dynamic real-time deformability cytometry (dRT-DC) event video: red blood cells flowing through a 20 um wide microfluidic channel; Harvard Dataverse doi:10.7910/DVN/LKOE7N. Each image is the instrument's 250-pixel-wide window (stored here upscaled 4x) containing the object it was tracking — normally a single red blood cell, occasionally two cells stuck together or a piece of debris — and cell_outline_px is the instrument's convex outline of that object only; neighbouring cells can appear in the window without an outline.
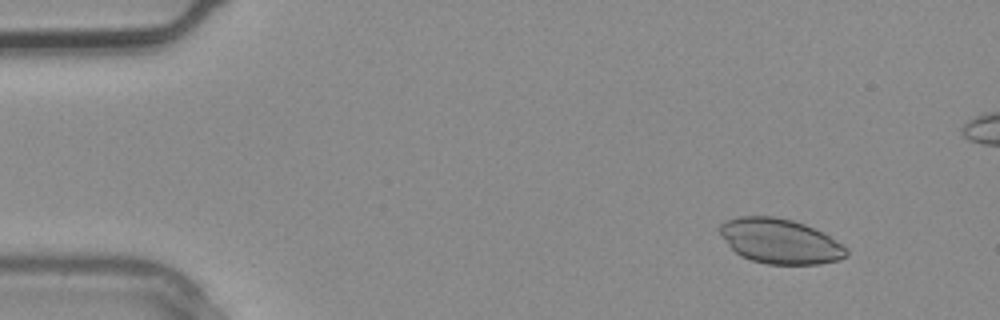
{"species": "common noctule bat (a hibernating species)", "species_latin": "Nyctalus noctula", "temperature_condition": "warm", "stored_images_in_passage": 3, "camera_frame_rate_fps": 3000, "um_per_image_px": 0.085, "animal": {"sex": "male", "body_mass_g": 20.4}, "frame": {"image": 1, "passage_image": 1, "time_ms": 0.0, "image_size_px": [1000, 320], "cell_outline_px": [[848, 256], [836, 260], [820, 264], [768, 264], [752, 260], [740, 256], [728, 244], [720, 232], [720, 224], [728, 220], [740, 216], [776, 216], [792, 220], [804, 224], [828, 236], [848, 248]], "centroid_in_image_um": [66.31, 20.5], "position_along_channel_um": 18.7, "area_um2": 32.71}}